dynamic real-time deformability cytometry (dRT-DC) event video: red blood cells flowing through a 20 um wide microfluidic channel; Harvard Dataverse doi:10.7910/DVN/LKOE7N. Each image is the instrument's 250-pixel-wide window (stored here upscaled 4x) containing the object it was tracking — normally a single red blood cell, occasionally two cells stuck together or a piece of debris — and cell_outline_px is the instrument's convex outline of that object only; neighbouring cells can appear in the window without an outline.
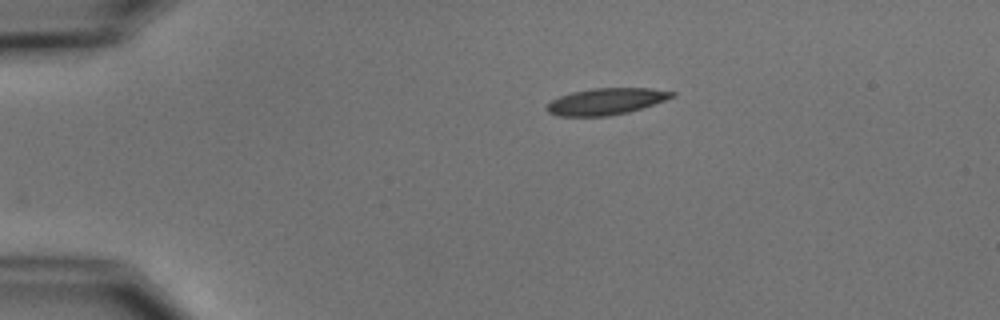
{"species": "common noctule bat (a hibernating species)", "species_latin": "Nyctalus noctula", "temperature_condition": "cold", "stored_images_in_passage": 3, "camera_frame_rate_fps": 3000, "um_per_image_px": 0.085, "animal": {"sex": "male", "body_mass_g": 15.6}, "frame": {"image": 1, "passage_image": 1, "time_ms": 0.0, "image_size_px": [1000, 320], "cell_outline_px": [[676, 96], [644, 108], [628, 112], [608, 116], [560, 116], [548, 112], [544, 108], [552, 100], [560, 96], [572, 92], [592, 88], [652, 88], [676, 92]], "centroid_in_image_um": [51.55, 8.62], "position_along_channel_um": 33.5, "area_um2": 19.48}}
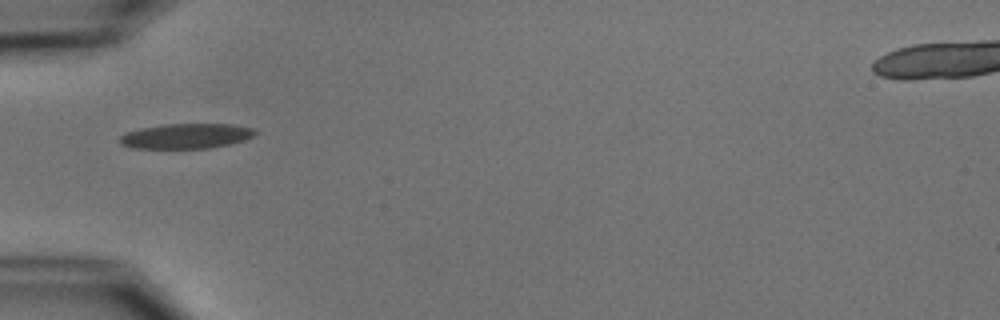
{"frame": {"image": 2, "passage_image": 3, "time_ms": 2.333, "image_size_px": [1000, 320], "cell_outline_px": [[256, 132], [252, 136], [244, 140], [212, 148], [132, 148], [120, 144], [120, 136], [124, 132], [140, 128], [164, 124], [232, 124], [252, 128]], "centroid_in_image_um": [15.77, 11.56], "position_along_channel_um": 69.2, "area_um2": 19.71}}